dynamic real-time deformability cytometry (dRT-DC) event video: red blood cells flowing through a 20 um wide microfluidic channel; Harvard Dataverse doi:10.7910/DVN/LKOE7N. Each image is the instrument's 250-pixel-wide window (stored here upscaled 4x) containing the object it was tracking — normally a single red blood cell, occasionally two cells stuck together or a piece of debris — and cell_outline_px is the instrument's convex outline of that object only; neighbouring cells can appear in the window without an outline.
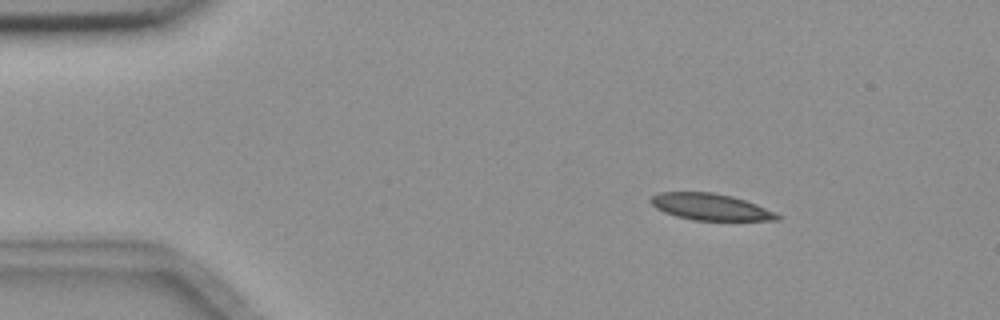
{"species": "common noctule bat (a hibernating species)", "species_latin": "Nyctalus noctula", "temperature_condition": "room temperature", "stored_images_in_passage": 3, "camera_frame_rate_fps": 3000, "um_per_image_px": 0.085, "animal": {"sex": "female", "body_mass_g": 18.4}, "frame": {"image": 1, "passage_image": 1, "time_ms": 0.0, "image_size_px": [1000, 320], "cell_outline_px": [[780, 220], [692, 220], [676, 216], [664, 212], [656, 208], [648, 200], [652, 196], [660, 192], [712, 192], [732, 196], [756, 204], [780, 216]], "centroid_in_image_um": [60.33, 17.58], "position_along_channel_um": 24.7, "area_um2": 19.36}}